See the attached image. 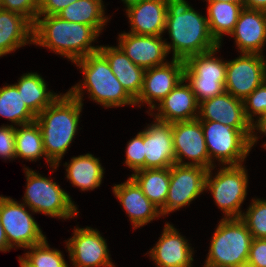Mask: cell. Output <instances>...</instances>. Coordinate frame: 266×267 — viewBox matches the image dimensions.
<instances>
[{"label": "cell", "instance_id": "6da1fadb", "mask_svg": "<svg viewBox=\"0 0 266 267\" xmlns=\"http://www.w3.org/2000/svg\"><path fill=\"white\" fill-rule=\"evenodd\" d=\"M171 42H165L173 59L186 60L220 46L209 30L207 17L195 11L186 0H167L166 27ZM172 49V50H171Z\"/></svg>", "mask_w": 266, "mask_h": 267}, {"label": "cell", "instance_id": "7a4b0ae2", "mask_svg": "<svg viewBox=\"0 0 266 267\" xmlns=\"http://www.w3.org/2000/svg\"><path fill=\"white\" fill-rule=\"evenodd\" d=\"M99 33L89 25L69 22L57 15L38 16L33 24V44L50 49L72 63L99 51L92 45Z\"/></svg>", "mask_w": 266, "mask_h": 267}, {"label": "cell", "instance_id": "3957f363", "mask_svg": "<svg viewBox=\"0 0 266 267\" xmlns=\"http://www.w3.org/2000/svg\"><path fill=\"white\" fill-rule=\"evenodd\" d=\"M83 105L67 91L36 116L35 121L42 132L46 157L54 164L52 170L59 167L74 141Z\"/></svg>", "mask_w": 266, "mask_h": 267}, {"label": "cell", "instance_id": "277c9868", "mask_svg": "<svg viewBox=\"0 0 266 267\" xmlns=\"http://www.w3.org/2000/svg\"><path fill=\"white\" fill-rule=\"evenodd\" d=\"M74 64L80 68L84 79L83 83H77L68 92L81 103L85 90L89 98L105 108L136 106L135 100L124 90L100 51L76 60Z\"/></svg>", "mask_w": 266, "mask_h": 267}, {"label": "cell", "instance_id": "5b68a950", "mask_svg": "<svg viewBox=\"0 0 266 267\" xmlns=\"http://www.w3.org/2000/svg\"><path fill=\"white\" fill-rule=\"evenodd\" d=\"M252 235L240 218H222L209 246L204 262L208 267L247 266Z\"/></svg>", "mask_w": 266, "mask_h": 267}, {"label": "cell", "instance_id": "8992f818", "mask_svg": "<svg viewBox=\"0 0 266 267\" xmlns=\"http://www.w3.org/2000/svg\"><path fill=\"white\" fill-rule=\"evenodd\" d=\"M24 170L27 183L22 202L33 213H42L64 220L78 215L77 206L71 196L53 182L54 179L44 177L28 167Z\"/></svg>", "mask_w": 266, "mask_h": 267}, {"label": "cell", "instance_id": "52a82bcc", "mask_svg": "<svg viewBox=\"0 0 266 267\" xmlns=\"http://www.w3.org/2000/svg\"><path fill=\"white\" fill-rule=\"evenodd\" d=\"M215 168L207 171L205 191L213 195L218 209L225 214L223 218H241L240 208L246 199L249 181L246 167L243 164L221 166L213 176Z\"/></svg>", "mask_w": 266, "mask_h": 267}, {"label": "cell", "instance_id": "ba28073f", "mask_svg": "<svg viewBox=\"0 0 266 267\" xmlns=\"http://www.w3.org/2000/svg\"><path fill=\"white\" fill-rule=\"evenodd\" d=\"M221 46L184 60V80L194 92L198 104L225 92L227 61L215 57Z\"/></svg>", "mask_w": 266, "mask_h": 267}, {"label": "cell", "instance_id": "9c48e42d", "mask_svg": "<svg viewBox=\"0 0 266 267\" xmlns=\"http://www.w3.org/2000/svg\"><path fill=\"white\" fill-rule=\"evenodd\" d=\"M200 122L212 164L216 160L222 166L243 164L251 151V129H236L214 121Z\"/></svg>", "mask_w": 266, "mask_h": 267}, {"label": "cell", "instance_id": "30bf717a", "mask_svg": "<svg viewBox=\"0 0 266 267\" xmlns=\"http://www.w3.org/2000/svg\"><path fill=\"white\" fill-rule=\"evenodd\" d=\"M30 211L24 203L0 195V222L11 249H27L46 238Z\"/></svg>", "mask_w": 266, "mask_h": 267}, {"label": "cell", "instance_id": "8fae6325", "mask_svg": "<svg viewBox=\"0 0 266 267\" xmlns=\"http://www.w3.org/2000/svg\"><path fill=\"white\" fill-rule=\"evenodd\" d=\"M266 80V59L260 54L240 53L227 61L225 92L244 100Z\"/></svg>", "mask_w": 266, "mask_h": 267}, {"label": "cell", "instance_id": "7c38bea8", "mask_svg": "<svg viewBox=\"0 0 266 267\" xmlns=\"http://www.w3.org/2000/svg\"><path fill=\"white\" fill-rule=\"evenodd\" d=\"M73 230V236L65 241L73 267H115L107 239L97 229L76 226Z\"/></svg>", "mask_w": 266, "mask_h": 267}, {"label": "cell", "instance_id": "4fadbf2b", "mask_svg": "<svg viewBox=\"0 0 266 267\" xmlns=\"http://www.w3.org/2000/svg\"><path fill=\"white\" fill-rule=\"evenodd\" d=\"M208 169L197 165L174 164L170 167V184L165 201V216L190 205L205 191Z\"/></svg>", "mask_w": 266, "mask_h": 267}, {"label": "cell", "instance_id": "5bb4252c", "mask_svg": "<svg viewBox=\"0 0 266 267\" xmlns=\"http://www.w3.org/2000/svg\"><path fill=\"white\" fill-rule=\"evenodd\" d=\"M172 137L176 164L197 165L208 170L216 166L210 162L201 122L198 119L172 123ZM183 158L188 159V162H184Z\"/></svg>", "mask_w": 266, "mask_h": 267}, {"label": "cell", "instance_id": "9a60e30c", "mask_svg": "<svg viewBox=\"0 0 266 267\" xmlns=\"http://www.w3.org/2000/svg\"><path fill=\"white\" fill-rule=\"evenodd\" d=\"M183 79L184 60L172 58L171 62L145 69L143 88L135 104L140 108L146 103L151 113L156 102L162 101Z\"/></svg>", "mask_w": 266, "mask_h": 267}, {"label": "cell", "instance_id": "2e32d148", "mask_svg": "<svg viewBox=\"0 0 266 267\" xmlns=\"http://www.w3.org/2000/svg\"><path fill=\"white\" fill-rule=\"evenodd\" d=\"M118 47L135 64L144 69L160 66L165 61L168 50L163 36L137 35L123 32L118 35ZM165 61V62H164Z\"/></svg>", "mask_w": 266, "mask_h": 267}, {"label": "cell", "instance_id": "e0dca14e", "mask_svg": "<svg viewBox=\"0 0 266 267\" xmlns=\"http://www.w3.org/2000/svg\"><path fill=\"white\" fill-rule=\"evenodd\" d=\"M188 241L174 225L166 222L155 246L146 254L155 267H193L194 250Z\"/></svg>", "mask_w": 266, "mask_h": 267}, {"label": "cell", "instance_id": "ac0fdd59", "mask_svg": "<svg viewBox=\"0 0 266 267\" xmlns=\"http://www.w3.org/2000/svg\"><path fill=\"white\" fill-rule=\"evenodd\" d=\"M153 122L143 130L145 169L169 168L175 164L172 123Z\"/></svg>", "mask_w": 266, "mask_h": 267}, {"label": "cell", "instance_id": "d6986e66", "mask_svg": "<svg viewBox=\"0 0 266 267\" xmlns=\"http://www.w3.org/2000/svg\"><path fill=\"white\" fill-rule=\"evenodd\" d=\"M112 188L114 196L129 216L134 230L162 217L160 209L143 194L131 176L127 181L115 184Z\"/></svg>", "mask_w": 266, "mask_h": 267}, {"label": "cell", "instance_id": "ffe728a7", "mask_svg": "<svg viewBox=\"0 0 266 267\" xmlns=\"http://www.w3.org/2000/svg\"><path fill=\"white\" fill-rule=\"evenodd\" d=\"M154 111H157L155 115ZM151 112L150 116L162 122L191 121L198 118L199 104L191 87L183 79Z\"/></svg>", "mask_w": 266, "mask_h": 267}, {"label": "cell", "instance_id": "44dd1931", "mask_svg": "<svg viewBox=\"0 0 266 267\" xmlns=\"http://www.w3.org/2000/svg\"><path fill=\"white\" fill-rule=\"evenodd\" d=\"M229 36L234 37L238 52L262 55L266 44V12L243 8Z\"/></svg>", "mask_w": 266, "mask_h": 267}, {"label": "cell", "instance_id": "7402d4cb", "mask_svg": "<svg viewBox=\"0 0 266 267\" xmlns=\"http://www.w3.org/2000/svg\"><path fill=\"white\" fill-rule=\"evenodd\" d=\"M197 119L220 122L236 129H251V122L245 115L243 100L227 92L200 103Z\"/></svg>", "mask_w": 266, "mask_h": 267}, {"label": "cell", "instance_id": "603a6c76", "mask_svg": "<svg viewBox=\"0 0 266 267\" xmlns=\"http://www.w3.org/2000/svg\"><path fill=\"white\" fill-rule=\"evenodd\" d=\"M125 10L131 27L129 33L162 36L167 32V0H143Z\"/></svg>", "mask_w": 266, "mask_h": 267}, {"label": "cell", "instance_id": "cb8c5ba5", "mask_svg": "<svg viewBox=\"0 0 266 267\" xmlns=\"http://www.w3.org/2000/svg\"><path fill=\"white\" fill-rule=\"evenodd\" d=\"M99 51L106 57L110 68L124 90L136 100L143 88L145 69L135 65L118 46H102Z\"/></svg>", "mask_w": 266, "mask_h": 267}, {"label": "cell", "instance_id": "d4e9b609", "mask_svg": "<svg viewBox=\"0 0 266 267\" xmlns=\"http://www.w3.org/2000/svg\"><path fill=\"white\" fill-rule=\"evenodd\" d=\"M33 44V24L15 12L0 8V57Z\"/></svg>", "mask_w": 266, "mask_h": 267}, {"label": "cell", "instance_id": "484cf974", "mask_svg": "<svg viewBox=\"0 0 266 267\" xmlns=\"http://www.w3.org/2000/svg\"><path fill=\"white\" fill-rule=\"evenodd\" d=\"M66 178L81 191L94 190L100 187L104 177V168L99 158L87 153L71 158L69 163L65 162Z\"/></svg>", "mask_w": 266, "mask_h": 267}, {"label": "cell", "instance_id": "4316f807", "mask_svg": "<svg viewBox=\"0 0 266 267\" xmlns=\"http://www.w3.org/2000/svg\"><path fill=\"white\" fill-rule=\"evenodd\" d=\"M18 79V83L14 85L21 93L25 104L36 116L61 95L49 91L44 78L37 72L24 73Z\"/></svg>", "mask_w": 266, "mask_h": 267}, {"label": "cell", "instance_id": "83f0119b", "mask_svg": "<svg viewBox=\"0 0 266 267\" xmlns=\"http://www.w3.org/2000/svg\"><path fill=\"white\" fill-rule=\"evenodd\" d=\"M131 177L142 189L143 194L160 209L165 217V201L170 184V167L138 170Z\"/></svg>", "mask_w": 266, "mask_h": 267}, {"label": "cell", "instance_id": "f1b7e54d", "mask_svg": "<svg viewBox=\"0 0 266 267\" xmlns=\"http://www.w3.org/2000/svg\"><path fill=\"white\" fill-rule=\"evenodd\" d=\"M207 20L209 30L215 41L221 45L223 35H230L235 27L243 3L207 2Z\"/></svg>", "mask_w": 266, "mask_h": 267}, {"label": "cell", "instance_id": "f546056e", "mask_svg": "<svg viewBox=\"0 0 266 267\" xmlns=\"http://www.w3.org/2000/svg\"><path fill=\"white\" fill-rule=\"evenodd\" d=\"M103 0H77L60 11L57 16L69 22L92 26L99 34L110 19L105 16Z\"/></svg>", "mask_w": 266, "mask_h": 267}, {"label": "cell", "instance_id": "4dcf8cb0", "mask_svg": "<svg viewBox=\"0 0 266 267\" xmlns=\"http://www.w3.org/2000/svg\"><path fill=\"white\" fill-rule=\"evenodd\" d=\"M15 152L16 158H23L30 162H36L44 156L50 168L54 166L46 157L42 132L36 121L15 127Z\"/></svg>", "mask_w": 266, "mask_h": 267}, {"label": "cell", "instance_id": "1f68e13d", "mask_svg": "<svg viewBox=\"0 0 266 267\" xmlns=\"http://www.w3.org/2000/svg\"><path fill=\"white\" fill-rule=\"evenodd\" d=\"M0 116L11 121L14 127L32 123L36 119L14 84L0 88Z\"/></svg>", "mask_w": 266, "mask_h": 267}, {"label": "cell", "instance_id": "d6a6232c", "mask_svg": "<svg viewBox=\"0 0 266 267\" xmlns=\"http://www.w3.org/2000/svg\"><path fill=\"white\" fill-rule=\"evenodd\" d=\"M24 258L35 267H69L62 251L50 248L46 238L38 244L27 248Z\"/></svg>", "mask_w": 266, "mask_h": 267}, {"label": "cell", "instance_id": "836d02e7", "mask_svg": "<svg viewBox=\"0 0 266 267\" xmlns=\"http://www.w3.org/2000/svg\"><path fill=\"white\" fill-rule=\"evenodd\" d=\"M249 229L252 238L266 239V200L252 198L246 212L240 218Z\"/></svg>", "mask_w": 266, "mask_h": 267}, {"label": "cell", "instance_id": "e575fe53", "mask_svg": "<svg viewBox=\"0 0 266 267\" xmlns=\"http://www.w3.org/2000/svg\"><path fill=\"white\" fill-rule=\"evenodd\" d=\"M246 118L252 123L253 117L266 114V80L243 100Z\"/></svg>", "mask_w": 266, "mask_h": 267}, {"label": "cell", "instance_id": "d590c367", "mask_svg": "<svg viewBox=\"0 0 266 267\" xmlns=\"http://www.w3.org/2000/svg\"><path fill=\"white\" fill-rule=\"evenodd\" d=\"M127 143L124 164L134 172L145 169L143 131L137 133V135Z\"/></svg>", "mask_w": 266, "mask_h": 267}, {"label": "cell", "instance_id": "8d00e7d4", "mask_svg": "<svg viewBox=\"0 0 266 267\" xmlns=\"http://www.w3.org/2000/svg\"><path fill=\"white\" fill-rule=\"evenodd\" d=\"M38 1L39 0H0V8L23 15L34 24L38 17Z\"/></svg>", "mask_w": 266, "mask_h": 267}, {"label": "cell", "instance_id": "74e56055", "mask_svg": "<svg viewBox=\"0 0 266 267\" xmlns=\"http://www.w3.org/2000/svg\"><path fill=\"white\" fill-rule=\"evenodd\" d=\"M0 157L9 161L16 159L15 127L12 124L0 127Z\"/></svg>", "mask_w": 266, "mask_h": 267}, {"label": "cell", "instance_id": "f35d334b", "mask_svg": "<svg viewBox=\"0 0 266 267\" xmlns=\"http://www.w3.org/2000/svg\"><path fill=\"white\" fill-rule=\"evenodd\" d=\"M246 267H266V239H252Z\"/></svg>", "mask_w": 266, "mask_h": 267}, {"label": "cell", "instance_id": "ab89813d", "mask_svg": "<svg viewBox=\"0 0 266 267\" xmlns=\"http://www.w3.org/2000/svg\"><path fill=\"white\" fill-rule=\"evenodd\" d=\"M75 1L77 0H39L38 16L57 15Z\"/></svg>", "mask_w": 266, "mask_h": 267}, {"label": "cell", "instance_id": "60d3db41", "mask_svg": "<svg viewBox=\"0 0 266 267\" xmlns=\"http://www.w3.org/2000/svg\"><path fill=\"white\" fill-rule=\"evenodd\" d=\"M251 123V135H250V149L255 146L259 137L257 136L256 130L259 131L262 135L266 136V114L254 119ZM256 133V134H255ZM264 149H266V142L263 144Z\"/></svg>", "mask_w": 266, "mask_h": 267}, {"label": "cell", "instance_id": "b9f144b4", "mask_svg": "<svg viewBox=\"0 0 266 267\" xmlns=\"http://www.w3.org/2000/svg\"><path fill=\"white\" fill-rule=\"evenodd\" d=\"M243 7L266 12V0H243Z\"/></svg>", "mask_w": 266, "mask_h": 267}, {"label": "cell", "instance_id": "7bdbcfd3", "mask_svg": "<svg viewBox=\"0 0 266 267\" xmlns=\"http://www.w3.org/2000/svg\"><path fill=\"white\" fill-rule=\"evenodd\" d=\"M9 250H11V248L8 245L5 231L3 229L2 223L0 222V251L5 253L7 251L9 252Z\"/></svg>", "mask_w": 266, "mask_h": 267}, {"label": "cell", "instance_id": "ee69618b", "mask_svg": "<svg viewBox=\"0 0 266 267\" xmlns=\"http://www.w3.org/2000/svg\"><path fill=\"white\" fill-rule=\"evenodd\" d=\"M18 260L20 262V267H35L32 266L23 256H19Z\"/></svg>", "mask_w": 266, "mask_h": 267}, {"label": "cell", "instance_id": "f6af8a7d", "mask_svg": "<svg viewBox=\"0 0 266 267\" xmlns=\"http://www.w3.org/2000/svg\"><path fill=\"white\" fill-rule=\"evenodd\" d=\"M122 1L124 2L125 7L127 8V7H129V6L133 5V4L139 3V2H141L143 0H122Z\"/></svg>", "mask_w": 266, "mask_h": 267}, {"label": "cell", "instance_id": "bcb514c9", "mask_svg": "<svg viewBox=\"0 0 266 267\" xmlns=\"http://www.w3.org/2000/svg\"><path fill=\"white\" fill-rule=\"evenodd\" d=\"M206 2H231V3H243V0H205Z\"/></svg>", "mask_w": 266, "mask_h": 267}]
</instances>
